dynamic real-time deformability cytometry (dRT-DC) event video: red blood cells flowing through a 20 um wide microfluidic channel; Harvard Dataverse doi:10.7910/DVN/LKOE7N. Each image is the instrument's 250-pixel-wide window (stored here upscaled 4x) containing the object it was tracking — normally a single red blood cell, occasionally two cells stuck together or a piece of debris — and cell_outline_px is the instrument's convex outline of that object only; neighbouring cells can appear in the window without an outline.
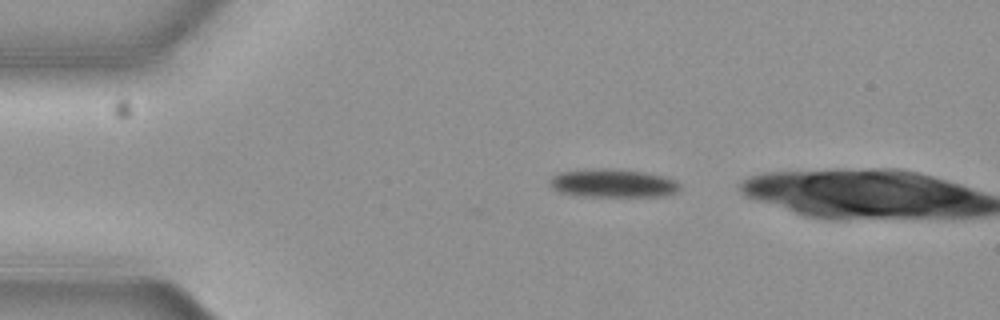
{"species": "common noctule bat (a hibernating species)", "species_latin": "Nyctalus noctula", "temperature_condition": "cold", "stored_images_in_passage": 3, "camera_frame_rate_fps": 3000, "um_per_image_px": 0.085, "animal": {"sex": "female", "body_mass_g": 19.3, "forearm_length_mm": 54.1}, "frame": {"image": 1, "passage_image": 1, "time_ms": 0.0, "image_size_px": [1000, 320], "cell_outline_px": [[680, 188], [676, 192], [660, 196], [580, 196], [560, 192], [552, 188], [548, 180], [552, 176], [560, 172], [588, 168], [612, 168], [644, 172], [664, 176], [676, 180], [680, 184]], "centroid_in_image_um": [52.07, 15.56], "position_along_channel_um": 32.9, "area_um2": 21.68}}